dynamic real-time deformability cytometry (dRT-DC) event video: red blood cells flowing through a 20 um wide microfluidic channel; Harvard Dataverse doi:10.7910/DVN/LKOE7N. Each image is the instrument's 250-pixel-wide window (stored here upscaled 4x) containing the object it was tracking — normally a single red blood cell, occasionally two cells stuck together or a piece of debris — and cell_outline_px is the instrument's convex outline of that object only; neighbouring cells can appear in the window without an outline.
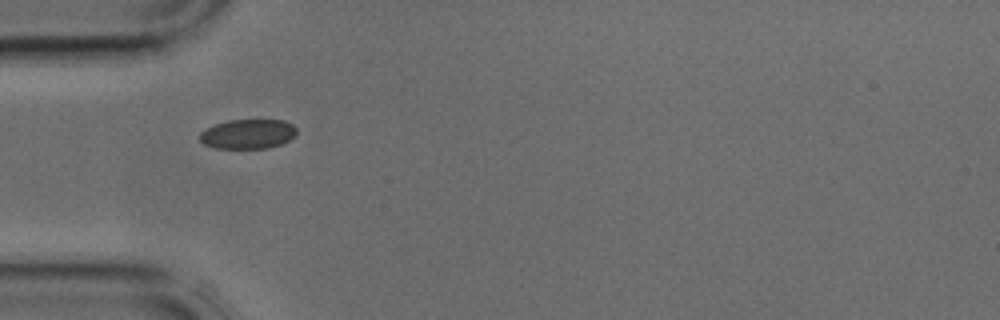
{"species": "common noctule bat (a hibernating species)", "species_latin": "Nyctalus noctula", "temperature_condition": "cold", "stored_images_in_passage": 2, "camera_frame_rate_fps": 3000, "um_per_image_px": 0.085, "animal": {"sex": "male", "body_mass_g": 17.9, "forearm_length_mm": 54.2}, "frame": {"image": 1, "passage_image": 1, "time_ms": 0.0, "image_size_px": [1000, 320], "cell_outline_px": [[296, 136], [280, 144], [268, 148], [216, 148], [204, 144], [200, 140], [200, 132], [216, 124], [228, 120], [284, 120], [292, 124], [296, 128]], "centroid_in_image_um": [21.09, 11.39], "position_along_channel_um": 63.9, "area_um2": 16.59}}